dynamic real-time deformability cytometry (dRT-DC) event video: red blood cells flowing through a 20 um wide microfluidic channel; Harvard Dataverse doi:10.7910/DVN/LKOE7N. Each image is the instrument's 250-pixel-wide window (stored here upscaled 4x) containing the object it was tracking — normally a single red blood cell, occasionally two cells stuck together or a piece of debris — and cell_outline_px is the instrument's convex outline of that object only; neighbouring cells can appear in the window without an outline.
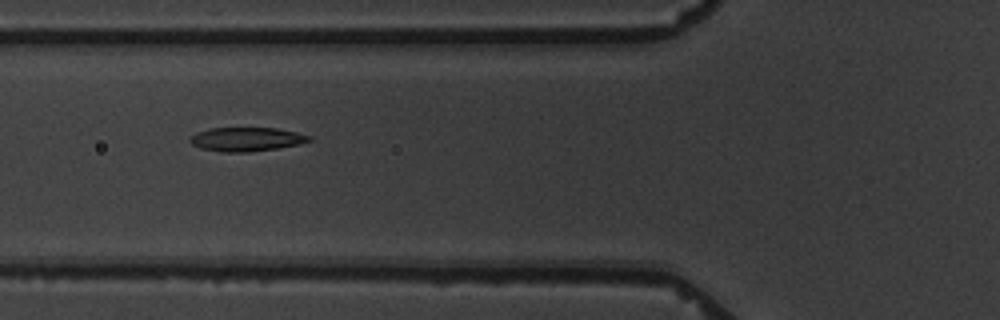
{"species": "common noctule bat (a hibernating species)", "species_latin": "Nyctalus noctula", "temperature_condition": "warm", "stored_images_in_passage": 6, "camera_frame_rate_fps": 3000, "um_per_image_px": 0.085, "animal": {"sex": "male", "body_mass_g": 19.5, "forearm_length_mm": 54.6}, "frame": {"image": 1, "passage_image": 5, "time_ms": 7.0, "image_size_px": [1000, 320], "cell_outline_px": [[312, 140], [300, 144], [276, 148], [248, 152], [220, 152], [200, 148], [192, 144], [188, 140], [188, 136], [196, 132], [208, 128], [276, 128], [296, 132], [312, 136]], "centroid_in_image_um": [20.9, 11.83], "position_along_channel_um": 104.9, "area_um2": 16.76}}
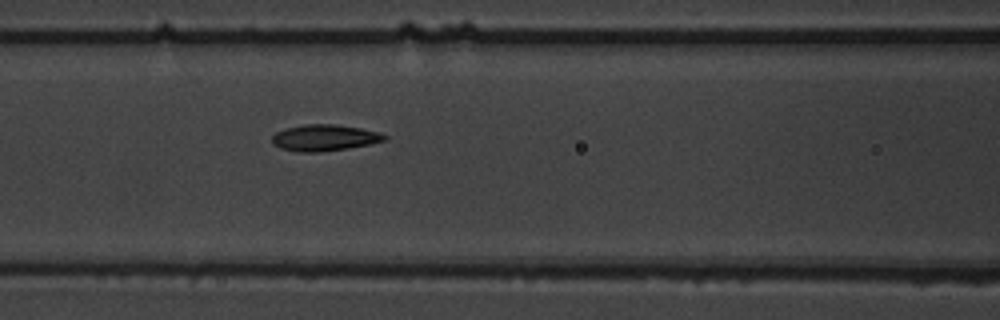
{"frame": {"image": 2, "passage_image": 6, "time_ms": 8.0, "image_size_px": [1000, 320], "cell_outline_px": [[388, 140], [348, 148], [320, 152], [296, 152], [280, 148], [272, 144], [272, 136], [276, 132], [284, 128], [308, 124], [332, 124], [360, 128], [380, 132], [388, 136]], "centroid_in_image_um": [27.57, 11.71], "position_along_channel_um": 139.0, "area_um2": 17.34}}